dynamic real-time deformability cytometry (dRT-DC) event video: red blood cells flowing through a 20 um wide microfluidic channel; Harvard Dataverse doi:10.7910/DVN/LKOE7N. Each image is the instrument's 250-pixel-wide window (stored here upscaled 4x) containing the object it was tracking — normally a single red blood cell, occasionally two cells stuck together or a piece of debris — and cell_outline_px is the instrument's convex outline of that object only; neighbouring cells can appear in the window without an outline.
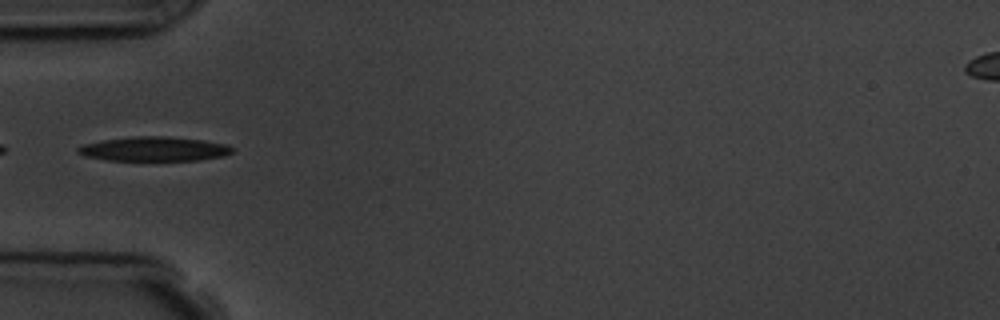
{"species": "common noctule bat (a hibernating species)", "species_latin": "Nyctalus noctula", "temperature_condition": "room temperature", "stored_images_in_passage": 6, "camera_frame_rate_fps": 3000, "um_per_image_px": 0.085, "animal": {"sex": "male", "body_mass_g": 19.5, "forearm_length_mm": 54.6}, "frame": {"image": 1, "passage_image": 5, "time_ms": 4.667, "image_size_px": [1000, 320], "cell_outline_px": [[236, 148], [232, 152], [224, 156], [200, 160], [104, 160], [84, 156], [76, 152], [76, 148], [80, 144], [100, 140], [136, 136], [168, 136], [204, 140], [228, 144]], "centroid_in_image_um": [13.08, 12.65], "position_along_channel_um": 71.9, "area_um2": 22.31}}